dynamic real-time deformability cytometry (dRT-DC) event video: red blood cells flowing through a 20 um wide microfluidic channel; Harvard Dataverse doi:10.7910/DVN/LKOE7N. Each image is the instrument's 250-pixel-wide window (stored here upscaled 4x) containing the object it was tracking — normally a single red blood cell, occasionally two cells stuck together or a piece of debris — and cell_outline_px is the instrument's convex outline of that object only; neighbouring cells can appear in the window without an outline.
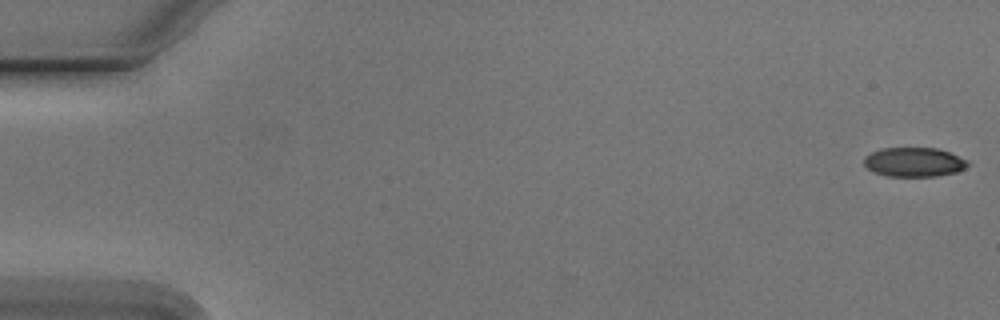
{"species": "Egyptian fruit bat (a non-hibernating species)", "species_latin": "Rousettus aegyptiacus", "temperature_condition": "cold", "stored_images_in_passage": 52, "camera_frame_rate_fps": 3000, "um_per_image_px": 0.085, "animal": {"sex": "male"}, "frame": {"image": 1, "passage_image": 1, "time_ms": 0.0, "image_size_px": [1000, 320], "cell_outline_px": [[968, 164], [964, 168], [956, 172], [936, 176], [888, 176], [876, 172], [868, 168], [864, 164], [864, 156], [880, 148], [936, 148], [948, 152], [968, 160]], "centroid_in_image_um": [77.68, 13.77], "position_along_channel_um": 7.3, "area_um2": 17.51}}
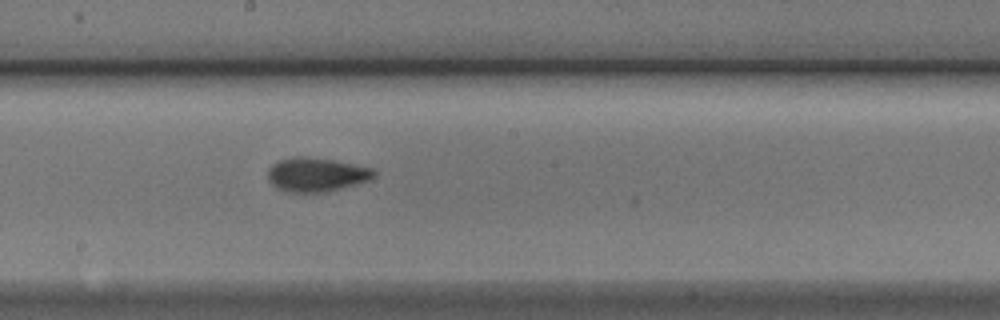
{"frame": {"image": 2, "passage_image": 30, "time_ms": 9.667, "image_size_px": [1000, 320], "cell_outline_px": [[376, 176], [372, 180], [328, 192], [288, 192], [276, 188], [268, 180], [268, 168], [272, 164], [280, 160], [296, 156], [304, 156], [332, 160], [372, 168], [376, 172]], "centroid_in_image_um": [26.9, 14.85], "position_along_channel_um": 221.3, "area_um2": 21.15}}
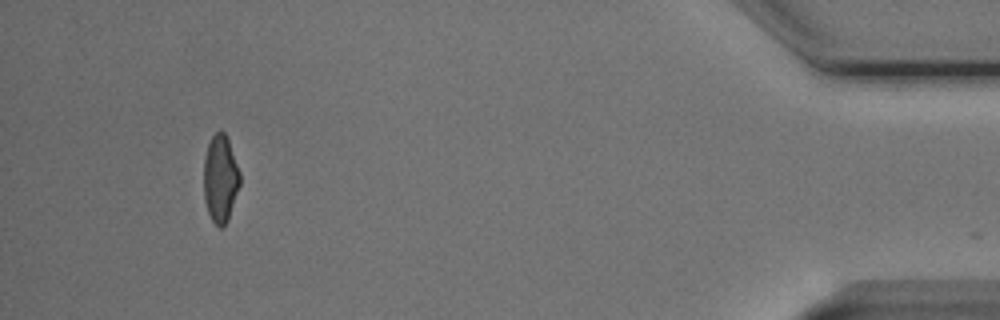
{"frame": {"image": 3, "passage_image": 51, "time_ms": 16.667, "image_size_px": [1000, 320], "cell_outline_px": [[240, 184], [228, 220], [224, 228], [220, 228], [212, 220], [208, 212], [204, 200], [204, 156], [208, 144], [212, 136], [220, 128], [224, 132], [228, 140], [240, 172]], "centroid_in_image_um": [18.73, 15.19], "position_along_channel_um": 416.5, "area_um2": 18.5}}